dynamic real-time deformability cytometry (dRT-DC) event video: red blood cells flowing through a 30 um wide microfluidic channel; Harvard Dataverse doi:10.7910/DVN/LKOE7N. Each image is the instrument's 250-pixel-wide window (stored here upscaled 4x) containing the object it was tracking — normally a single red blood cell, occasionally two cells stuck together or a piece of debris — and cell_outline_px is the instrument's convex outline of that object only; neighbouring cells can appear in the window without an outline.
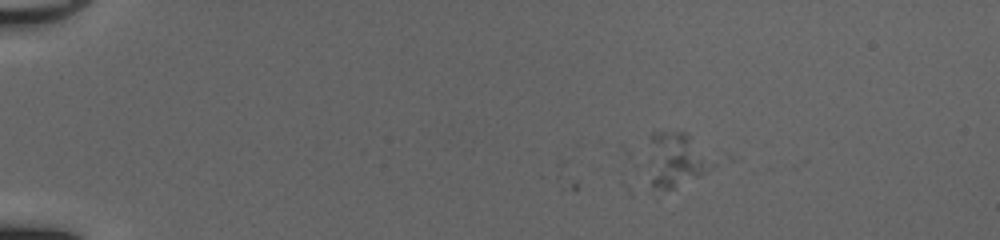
{"species": "common noctule bat (a hibernating species)", "species_latin": "Nyctalus noctula", "temperature_condition": "cold", "stored_images_in_passage": 3, "camera_frame_rate_fps": 3000, "um_per_image_px": 0.085, "animal": {"sex": "female", "body_mass_g": 20.0, "forearm_length_mm": 54.0}, "frame": {"image": 1, "passage_image": 1, "time_ms": 0.0, "image_size_px": [1000, 240], "cell_outline_px": [[732, 160], [672, 188], [652, 188], [652, 132], [684, 132], [724, 152]], "centroid_in_image_um": [57.95, 13.49], "position_along_channel_um": 27.1, "area_um2": 22.02}}